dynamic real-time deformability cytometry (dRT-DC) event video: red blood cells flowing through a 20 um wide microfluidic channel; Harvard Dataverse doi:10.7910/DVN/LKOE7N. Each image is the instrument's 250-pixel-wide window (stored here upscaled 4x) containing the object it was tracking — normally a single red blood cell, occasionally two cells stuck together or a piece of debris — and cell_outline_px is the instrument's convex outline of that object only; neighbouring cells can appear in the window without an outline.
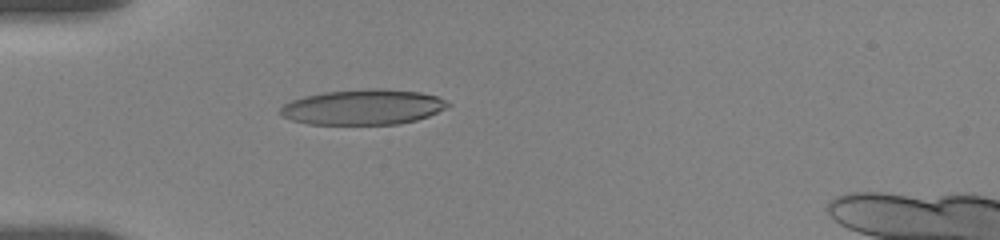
{"species": "human", "species_latin": "Homo sapiens", "temperature_condition": "room temperature", "stored_images_in_passage": 16, "camera_frame_rate_fps": 3000, "um_per_image_px": 0.085, "donor": {"sex": "female"}, "frame": {"image": 1, "passage_image": 12, "time_ms": 5.333, "image_size_px": [1000, 240], "cell_outline_px": [[452, 104], [428, 116], [416, 120], [400, 124], [308, 124], [292, 120], [284, 116], [280, 112], [280, 108], [284, 104], [292, 100], [304, 96], [324, 92], [368, 88], [384, 88], [420, 92], [436, 96]], "centroid_in_image_um": [30.86, 9.09], "position_along_channel_um": 54.1, "area_um2": 34.39}}
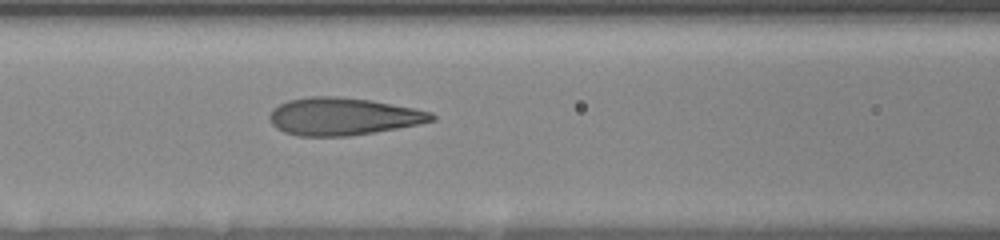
{"frame": {"image": 2, "passage_image": 16, "time_ms": 8.0, "image_size_px": [1000, 240], "cell_outline_px": [[436, 120], [420, 124], [348, 136], [296, 136], [284, 132], [276, 128], [272, 124], [268, 116], [272, 108], [288, 100], [308, 96], [336, 96], [372, 100], [432, 112], [436, 116]], "centroid_in_image_um": [29.13, 9.89], "position_along_channel_um": 137.5, "area_um2": 35.49}}